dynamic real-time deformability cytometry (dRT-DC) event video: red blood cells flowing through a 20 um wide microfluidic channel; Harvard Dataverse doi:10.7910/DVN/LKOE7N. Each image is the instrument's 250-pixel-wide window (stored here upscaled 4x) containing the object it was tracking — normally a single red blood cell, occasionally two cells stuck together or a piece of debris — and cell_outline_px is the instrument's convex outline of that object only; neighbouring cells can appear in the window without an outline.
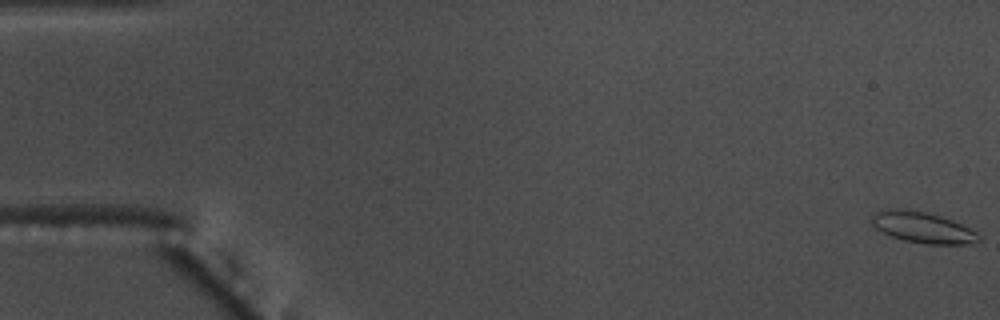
{"species": "common noctule bat (a hibernating species)", "species_latin": "Nyctalus noctula", "temperature_condition": "warm", "stored_images_in_passage": 56, "camera_frame_rate_fps": 3000, "um_per_image_px": 0.085, "animal": {"sex": "male", "body_mass_g": 17.5, "forearm_length_mm": 52.3}, "frame": {"image": 1, "passage_image": 1, "time_ms": 0.0, "image_size_px": [1000, 320], "cell_outline_px": [[980, 240], [968, 244], [928, 244], [904, 240], [892, 236], [876, 228], [872, 224], [872, 216], [876, 212], [892, 208], [900, 208], [924, 212], [940, 216], [952, 220], [976, 232], [980, 236]], "centroid_in_image_um": [78.42, 19.33], "position_along_channel_um": 6.6, "area_um2": 18.96}}
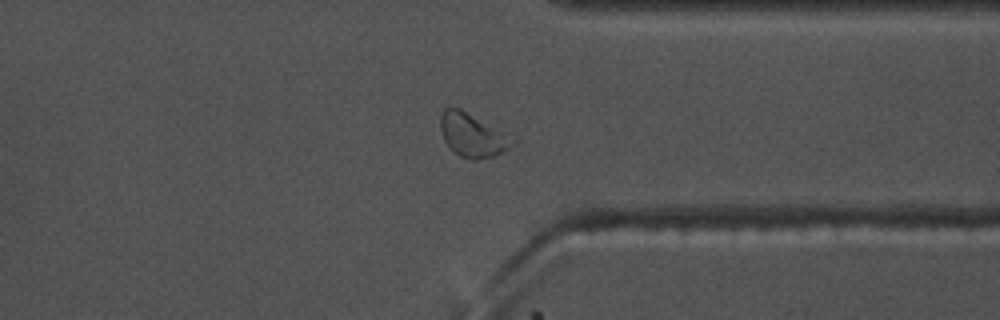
{"frame": {"image": 2, "passage_image": 44, "time_ms": 14.333, "image_size_px": [1000, 320], "cell_outline_px": [[516, 144], [492, 156], [476, 160], [472, 160], [460, 156], [444, 140], [440, 128], [440, 116], [444, 108], [460, 108], [516, 140]], "centroid_in_image_um": [40.13, 11.49], "position_along_channel_um": 371.3, "area_um2": 17.69}}
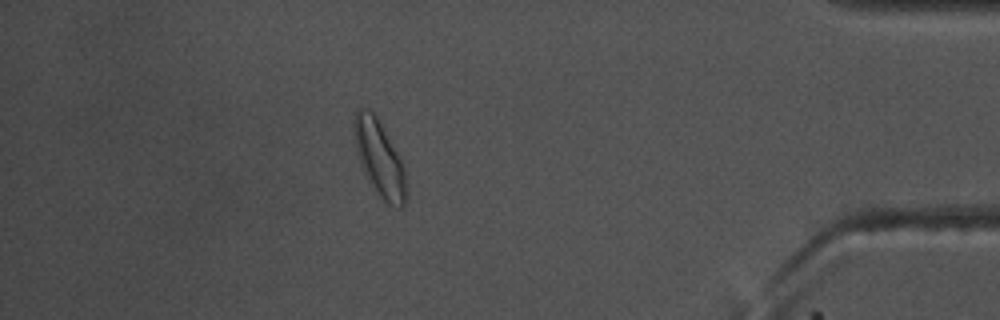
{"frame": {"image": 3, "passage_image": 50, "time_ms": 16.333, "image_size_px": [1000, 320], "cell_outline_px": [[408, 196], [404, 208], [400, 208], [388, 204], [380, 196], [368, 180], [360, 164], [352, 132], [352, 124], [356, 112], [360, 108], [368, 108], [376, 116], [404, 164]], "centroid_in_image_um": [32.27, 13.49], "position_along_channel_um": 402.9, "area_um2": 23.24}, "authors_computed_cell_mechanics": {"area_um2": 17.2533, "velocity_mm_per_s": 3.6912, "shape_relaxation_time_tau1_ms": 4.5801, "shape_relaxation_time_tau2_ms": 1.7076, "deformation_change_tau1": 0.1286, "deformation_change_tau2": 0.0606}}